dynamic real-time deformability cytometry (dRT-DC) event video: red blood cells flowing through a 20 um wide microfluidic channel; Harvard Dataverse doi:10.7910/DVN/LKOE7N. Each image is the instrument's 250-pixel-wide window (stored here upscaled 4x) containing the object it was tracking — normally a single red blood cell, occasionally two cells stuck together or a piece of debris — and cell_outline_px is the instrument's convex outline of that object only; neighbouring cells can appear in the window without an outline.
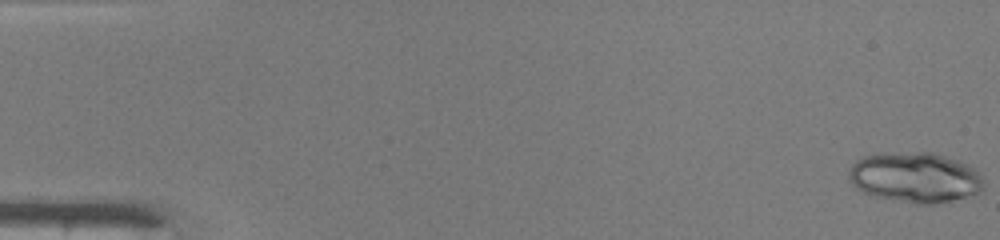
{"species": "common noctule bat (a hibernating species)", "species_latin": "Nyctalus noctula", "temperature_condition": "warm", "stored_images_in_passage": 48, "camera_frame_rate_fps": 3000, "um_per_image_px": 0.085, "animal": {"sex": "male", "body_mass_g": 19.0, "forearm_length_mm": 50.8}, "frame": {"image": 1, "passage_image": 1, "time_ms": 0.0, "image_size_px": [1000, 240], "cell_outline_px": [[984, 188], [980, 192], [952, 200], [932, 204], [916, 204], [876, 196], [864, 192], [856, 188], [852, 184], [848, 176], [848, 168], [860, 156], [920, 152], [932, 152], [960, 160], [968, 164], [984, 180]], "centroid_in_image_um": [77.78, 15.08], "position_along_channel_um": 7.2, "area_um2": 39.3}}